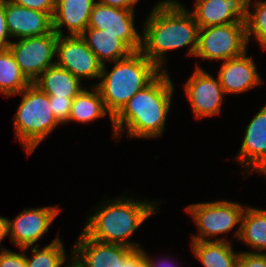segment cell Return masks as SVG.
<instances>
[{
	"instance_id": "37",
	"label": "cell",
	"mask_w": 266,
	"mask_h": 267,
	"mask_svg": "<svg viewBox=\"0 0 266 267\" xmlns=\"http://www.w3.org/2000/svg\"><path fill=\"white\" fill-rule=\"evenodd\" d=\"M247 3H248V7L250 6V2H251V0H245Z\"/></svg>"
},
{
	"instance_id": "8",
	"label": "cell",
	"mask_w": 266,
	"mask_h": 267,
	"mask_svg": "<svg viewBox=\"0 0 266 267\" xmlns=\"http://www.w3.org/2000/svg\"><path fill=\"white\" fill-rule=\"evenodd\" d=\"M58 35L52 31L49 34L20 38L11 42L12 52L20 71L30 83H33L48 67L55 65L52 59L56 56Z\"/></svg>"
},
{
	"instance_id": "9",
	"label": "cell",
	"mask_w": 266,
	"mask_h": 267,
	"mask_svg": "<svg viewBox=\"0 0 266 267\" xmlns=\"http://www.w3.org/2000/svg\"><path fill=\"white\" fill-rule=\"evenodd\" d=\"M55 64L68 70L80 81L83 78H100L103 64L87 46L81 35L58 36Z\"/></svg>"
},
{
	"instance_id": "5",
	"label": "cell",
	"mask_w": 266,
	"mask_h": 267,
	"mask_svg": "<svg viewBox=\"0 0 266 267\" xmlns=\"http://www.w3.org/2000/svg\"><path fill=\"white\" fill-rule=\"evenodd\" d=\"M18 94L22 101L14 117L16 138L30 154L60 123L50 108L49 96L36 85L30 83Z\"/></svg>"
},
{
	"instance_id": "26",
	"label": "cell",
	"mask_w": 266,
	"mask_h": 267,
	"mask_svg": "<svg viewBox=\"0 0 266 267\" xmlns=\"http://www.w3.org/2000/svg\"><path fill=\"white\" fill-rule=\"evenodd\" d=\"M253 13L248 7L247 20H246V36L247 42H250V36L253 37L261 44L263 49L266 50V0L255 1Z\"/></svg>"
},
{
	"instance_id": "36",
	"label": "cell",
	"mask_w": 266,
	"mask_h": 267,
	"mask_svg": "<svg viewBox=\"0 0 266 267\" xmlns=\"http://www.w3.org/2000/svg\"><path fill=\"white\" fill-rule=\"evenodd\" d=\"M74 259V260H73ZM70 262H72L71 264H69L68 266H64V267H84L81 263H79L74 257L72 258V260H69Z\"/></svg>"
},
{
	"instance_id": "30",
	"label": "cell",
	"mask_w": 266,
	"mask_h": 267,
	"mask_svg": "<svg viewBox=\"0 0 266 267\" xmlns=\"http://www.w3.org/2000/svg\"><path fill=\"white\" fill-rule=\"evenodd\" d=\"M2 249L3 251L0 253V267H27L24 253H14L3 247Z\"/></svg>"
},
{
	"instance_id": "32",
	"label": "cell",
	"mask_w": 266,
	"mask_h": 267,
	"mask_svg": "<svg viewBox=\"0 0 266 267\" xmlns=\"http://www.w3.org/2000/svg\"><path fill=\"white\" fill-rule=\"evenodd\" d=\"M122 267H147L142 250H135L123 263Z\"/></svg>"
},
{
	"instance_id": "19",
	"label": "cell",
	"mask_w": 266,
	"mask_h": 267,
	"mask_svg": "<svg viewBox=\"0 0 266 267\" xmlns=\"http://www.w3.org/2000/svg\"><path fill=\"white\" fill-rule=\"evenodd\" d=\"M41 91L56 98H74L81 91V81L56 64L48 67L34 82Z\"/></svg>"
},
{
	"instance_id": "11",
	"label": "cell",
	"mask_w": 266,
	"mask_h": 267,
	"mask_svg": "<svg viewBox=\"0 0 266 267\" xmlns=\"http://www.w3.org/2000/svg\"><path fill=\"white\" fill-rule=\"evenodd\" d=\"M57 206L35 209H24L14 220L8 219V235L13 244L22 251L33 247L44 233L48 232L49 226L60 213Z\"/></svg>"
},
{
	"instance_id": "7",
	"label": "cell",
	"mask_w": 266,
	"mask_h": 267,
	"mask_svg": "<svg viewBox=\"0 0 266 267\" xmlns=\"http://www.w3.org/2000/svg\"><path fill=\"white\" fill-rule=\"evenodd\" d=\"M196 222L199 233L192 241H210V237L228 233L241 223L245 208L239 203L216 201L196 203L185 208Z\"/></svg>"
},
{
	"instance_id": "12",
	"label": "cell",
	"mask_w": 266,
	"mask_h": 267,
	"mask_svg": "<svg viewBox=\"0 0 266 267\" xmlns=\"http://www.w3.org/2000/svg\"><path fill=\"white\" fill-rule=\"evenodd\" d=\"M185 92L197 118L221 113V104L225 95L219 78H213L199 66L185 84Z\"/></svg>"
},
{
	"instance_id": "31",
	"label": "cell",
	"mask_w": 266,
	"mask_h": 267,
	"mask_svg": "<svg viewBox=\"0 0 266 267\" xmlns=\"http://www.w3.org/2000/svg\"><path fill=\"white\" fill-rule=\"evenodd\" d=\"M8 37H10V34L6 25L5 0H0V50L9 47L11 42L7 40Z\"/></svg>"
},
{
	"instance_id": "4",
	"label": "cell",
	"mask_w": 266,
	"mask_h": 267,
	"mask_svg": "<svg viewBox=\"0 0 266 267\" xmlns=\"http://www.w3.org/2000/svg\"><path fill=\"white\" fill-rule=\"evenodd\" d=\"M155 205L133 199H118L98 207L95 214L88 218L84 232L92 239L111 244H120L129 248L141 249L139 244L129 242L134 231L154 215Z\"/></svg>"
},
{
	"instance_id": "34",
	"label": "cell",
	"mask_w": 266,
	"mask_h": 267,
	"mask_svg": "<svg viewBox=\"0 0 266 267\" xmlns=\"http://www.w3.org/2000/svg\"><path fill=\"white\" fill-rule=\"evenodd\" d=\"M8 236V218L0 217V242Z\"/></svg>"
},
{
	"instance_id": "28",
	"label": "cell",
	"mask_w": 266,
	"mask_h": 267,
	"mask_svg": "<svg viewBox=\"0 0 266 267\" xmlns=\"http://www.w3.org/2000/svg\"><path fill=\"white\" fill-rule=\"evenodd\" d=\"M237 267H266V253L240 252Z\"/></svg>"
},
{
	"instance_id": "22",
	"label": "cell",
	"mask_w": 266,
	"mask_h": 267,
	"mask_svg": "<svg viewBox=\"0 0 266 267\" xmlns=\"http://www.w3.org/2000/svg\"><path fill=\"white\" fill-rule=\"evenodd\" d=\"M235 236L262 253L266 250V210L249 207L243 212Z\"/></svg>"
},
{
	"instance_id": "20",
	"label": "cell",
	"mask_w": 266,
	"mask_h": 267,
	"mask_svg": "<svg viewBox=\"0 0 266 267\" xmlns=\"http://www.w3.org/2000/svg\"><path fill=\"white\" fill-rule=\"evenodd\" d=\"M81 37L102 64L105 61L115 62L124 59L133 52L116 35L106 33L105 30L86 28Z\"/></svg>"
},
{
	"instance_id": "29",
	"label": "cell",
	"mask_w": 266,
	"mask_h": 267,
	"mask_svg": "<svg viewBox=\"0 0 266 267\" xmlns=\"http://www.w3.org/2000/svg\"><path fill=\"white\" fill-rule=\"evenodd\" d=\"M12 3L32 10L49 13L53 16L55 10V0H9Z\"/></svg>"
},
{
	"instance_id": "10",
	"label": "cell",
	"mask_w": 266,
	"mask_h": 267,
	"mask_svg": "<svg viewBox=\"0 0 266 267\" xmlns=\"http://www.w3.org/2000/svg\"><path fill=\"white\" fill-rule=\"evenodd\" d=\"M87 28L105 30L116 35L133 52L140 51L141 35L134 28V10L110 7L96 1Z\"/></svg>"
},
{
	"instance_id": "2",
	"label": "cell",
	"mask_w": 266,
	"mask_h": 267,
	"mask_svg": "<svg viewBox=\"0 0 266 267\" xmlns=\"http://www.w3.org/2000/svg\"><path fill=\"white\" fill-rule=\"evenodd\" d=\"M174 91L165 68L137 92L113 117L114 138L127 129L128 137L154 138L163 134ZM125 123V126H123Z\"/></svg>"
},
{
	"instance_id": "27",
	"label": "cell",
	"mask_w": 266,
	"mask_h": 267,
	"mask_svg": "<svg viewBox=\"0 0 266 267\" xmlns=\"http://www.w3.org/2000/svg\"><path fill=\"white\" fill-rule=\"evenodd\" d=\"M73 99L74 98H56V96H49L50 108L60 124L68 122Z\"/></svg>"
},
{
	"instance_id": "35",
	"label": "cell",
	"mask_w": 266,
	"mask_h": 267,
	"mask_svg": "<svg viewBox=\"0 0 266 267\" xmlns=\"http://www.w3.org/2000/svg\"><path fill=\"white\" fill-rule=\"evenodd\" d=\"M141 250H142V254H143V258H144V260H145V263H146V266L147 267H170V263H164L165 261H162L165 265H163V263H162V265H161V263L160 264H156L155 262H153L151 259H149V257H147V253L146 252H144L143 251V249L141 248ZM158 265V266H157ZM160 265V266H159Z\"/></svg>"
},
{
	"instance_id": "24",
	"label": "cell",
	"mask_w": 266,
	"mask_h": 267,
	"mask_svg": "<svg viewBox=\"0 0 266 267\" xmlns=\"http://www.w3.org/2000/svg\"><path fill=\"white\" fill-rule=\"evenodd\" d=\"M29 84L30 82L20 71V68L9 48L1 49L0 93L5 95V97L18 94Z\"/></svg>"
},
{
	"instance_id": "17",
	"label": "cell",
	"mask_w": 266,
	"mask_h": 267,
	"mask_svg": "<svg viewBox=\"0 0 266 267\" xmlns=\"http://www.w3.org/2000/svg\"><path fill=\"white\" fill-rule=\"evenodd\" d=\"M246 53L223 62L218 78L225 94L241 93L261 83L253 58Z\"/></svg>"
},
{
	"instance_id": "21",
	"label": "cell",
	"mask_w": 266,
	"mask_h": 267,
	"mask_svg": "<svg viewBox=\"0 0 266 267\" xmlns=\"http://www.w3.org/2000/svg\"><path fill=\"white\" fill-rule=\"evenodd\" d=\"M226 238L192 241V250L205 267H237L240 253L232 250Z\"/></svg>"
},
{
	"instance_id": "15",
	"label": "cell",
	"mask_w": 266,
	"mask_h": 267,
	"mask_svg": "<svg viewBox=\"0 0 266 267\" xmlns=\"http://www.w3.org/2000/svg\"><path fill=\"white\" fill-rule=\"evenodd\" d=\"M5 18L10 37L42 36L53 31L49 13L32 10L5 0Z\"/></svg>"
},
{
	"instance_id": "16",
	"label": "cell",
	"mask_w": 266,
	"mask_h": 267,
	"mask_svg": "<svg viewBox=\"0 0 266 267\" xmlns=\"http://www.w3.org/2000/svg\"><path fill=\"white\" fill-rule=\"evenodd\" d=\"M237 160L251 168L250 172L259 171L266 176V105L248 124Z\"/></svg>"
},
{
	"instance_id": "33",
	"label": "cell",
	"mask_w": 266,
	"mask_h": 267,
	"mask_svg": "<svg viewBox=\"0 0 266 267\" xmlns=\"http://www.w3.org/2000/svg\"><path fill=\"white\" fill-rule=\"evenodd\" d=\"M139 0H99L103 5L127 10H134V4Z\"/></svg>"
},
{
	"instance_id": "1",
	"label": "cell",
	"mask_w": 266,
	"mask_h": 267,
	"mask_svg": "<svg viewBox=\"0 0 266 267\" xmlns=\"http://www.w3.org/2000/svg\"><path fill=\"white\" fill-rule=\"evenodd\" d=\"M141 37L140 52L160 70L164 53L190 45L188 55L194 56L198 46L199 26L193 14L175 0L159 2L150 13Z\"/></svg>"
},
{
	"instance_id": "14",
	"label": "cell",
	"mask_w": 266,
	"mask_h": 267,
	"mask_svg": "<svg viewBox=\"0 0 266 267\" xmlns=\"http://www.w3.org/2000/svg\"><path fill=\"white\" fill-rule=\"evenodd\" d=\"M192 12L199 28L231 23H246L245 0H196Z\"/></svg>"
},
{
	"instance_id": "13",
	"label": "cell",
	"mask_w": 266,
	"mask_h": 267,
	"mask_svg": "<svg viewBox=\"0 0 266 267\" xmlns=\"http://www.w3.org/2000/svg\"><path fill=\"white\" fill-rule=\"evenodd\" d=\"M73 248V257L84 267H122L124 261L136 250L120 244L96 241L84 231Z\"/></svg>"
},
{
	"instance_id": "18",
	"label": "cell",
	"mask_w": 266,
	"mask_h": 267,
	"mask_svg": "<svg viewBox=\"0 0 266 267\" xmlns=\"http://www.w3.org/2000/svg\"><path fill=\"white\" fill-rule=\"evenodd\" d=\"M95 0H55L52 16L53 31L62 36L61 28L66 25L70 36L81 35L87 28Z\"/></svg>"
},
{
	"instance_id": "25",
	"label": "cell",
	"mask_w": 266,
	"mask_h": 267,
	"mask_svg": "<svg viewBox=\"0 0 266 267\" xmlns=\"http://www.w3.org/2000/svg\"><path fill=\"white\" fill-rule=\"evenodd\" d=\"M37 248V245L31 247L34 254L31 258H27L25 254L27 267H62L66 261L64 247L59 237L41 250Z\"/></svg>"
},
{
	"instance_id": "23",
	"label": "cell",
	"mask_w": 266,
	"mask_h": 267,
	"mask_svg": "<svg viewBox=\"0 0 266 267\" xmlns=\"http://www.w3.org/2000/svg\"><path fill=\"white\" fill-rule=\"evenodd\" d=\"M93 92L86 89L74 97L71 105L68 122L77 121L88 123L97 118L104 117L109 112L106 110L103 99L98 88L92 85Z\"/></svg>"
},
{
	"instance_id": "3",
	"label": "cell",
	"mask_w": 266,
	"mask_h": 267,
	"mask_svg": "<svg viewBox=\"0 0 266 267\" xmlns=\"http://www.w3.org/2000/svg\"><path fill=\"white\" fill-rule=\"evenodd\" d=\"M111 72L102 66L98 88L109 117H113L141 89L149 85L162 71L140 51L116 60Z\"/></svg>"
},
{
	"instance_id": "6",
	"label": "cell",
	"mask_w": 266,
	"mask_h": 267,
	"mask_svg": "<svg viewBox=\"0 0 266 267\" xmlns=\"http://www.w3.org/2000/svg\"><path fill=\"white\" fill-rule=\"evenodd\" d=\"M247 44L245 23L199 28L194 56L224 62L243 55L247 51Z\"/></svg>"
}]
</instances>
